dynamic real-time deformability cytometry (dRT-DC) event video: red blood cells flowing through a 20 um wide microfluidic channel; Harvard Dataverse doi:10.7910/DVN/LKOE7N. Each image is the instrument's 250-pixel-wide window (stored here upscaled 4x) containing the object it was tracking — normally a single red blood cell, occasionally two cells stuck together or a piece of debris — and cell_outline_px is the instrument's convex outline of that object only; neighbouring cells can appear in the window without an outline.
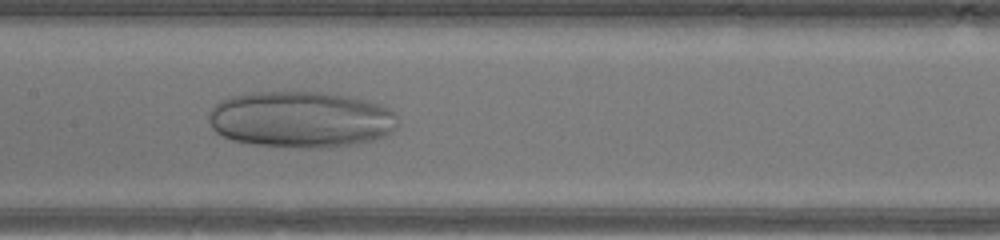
{"species": "human", "species_latin": "Homo sapiens", "temperature_condition": "warm", "stored_images_in_passage": 46, "camera_frame_rate_fps": 3000, "um_per_image_px": 0.085, "donor": {"sex": "male"}, "frame": {"image": 1, "passage_image": 22, "time_ms": 7.0, "image_size_px": [1000, 240], "cell_outline_px": [[396, 124], [384, 136], [372, 140], [356, 144], [328, 148], [296, 148], [252, 144], [232, 140], [216, 132], [212, 128], [208, 120], [208, 112], [220, 100], [232, 96], [252, 92], [316, 92], [348, 96], [368, 100], [380, 104], [388, 108], [396, 116]], "centroid_in_image_um": [25.53, 10.16], "position_along_channel_um": 181.9, "area_um2": 62.25}}
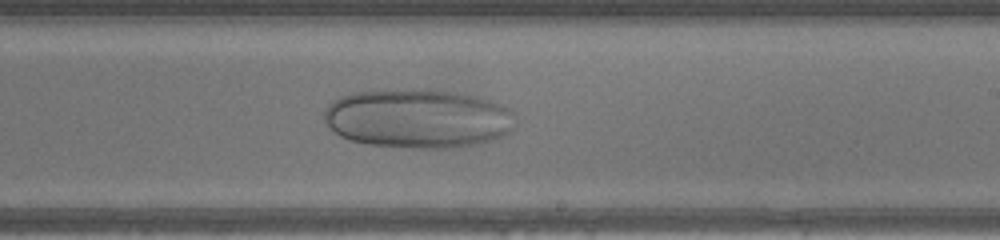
{"frame": {"image": 2, "passage_image": 27, "time_ms": 8.667, "image_size_px": [1000, 240], "cell_outline_px": [[512, 128], [504, 136], [480, 144], [460, 148], [412, 148], [368, 144], [348, 140], [340, 136], [324, 120], [324, 108], [332, 100], [340, 96], [352, 92], [396, 88], [424, 88], [460, 92], [476, 96], [500, 104], [508, 108], [512, 112]], "centroid_in_image_um": [35.49, 10.05], "position_along_channel_um": 253.5, "area_um2": 66.87}}